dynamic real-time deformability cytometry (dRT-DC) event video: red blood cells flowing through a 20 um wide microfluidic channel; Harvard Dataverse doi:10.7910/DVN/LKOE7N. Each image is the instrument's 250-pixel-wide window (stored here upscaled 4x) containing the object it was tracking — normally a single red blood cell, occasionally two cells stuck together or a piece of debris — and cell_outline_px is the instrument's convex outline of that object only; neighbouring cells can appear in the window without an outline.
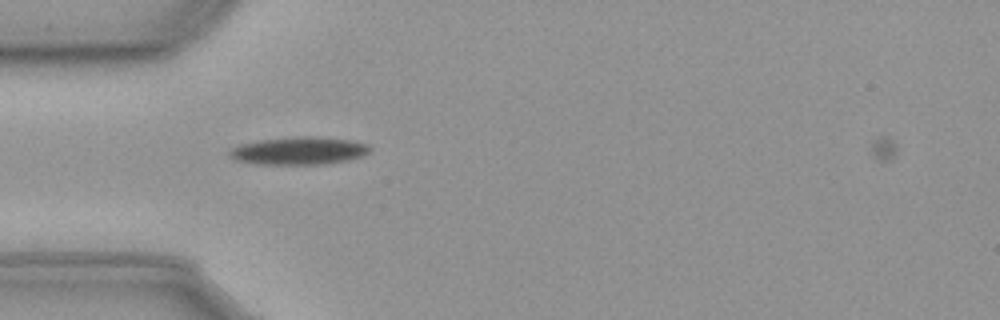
{"species": "common noctule bat (a hibernating species)", "species_latin": "Nyctalus noctula", "temperature_condition": "cold", "stored_images_in_passage": 45, "camera_frame_rate_fps": 3000, "um_per_image_px": 0.085, "animal": {"sex": "male", "body_mass_g": 23.1, "forearm_length_mm": 52.7}, "frame": {"image": 1, "passage_image": 4, "time_ms": 1.0, "image_size_px": [1000, 320], "cell_outline_px": [[372, 148], [368, 152], [360, 156], [348, 160], [324, 164], [256, 164], [236, 160], [228, 156], [228, 152], [232, 148], [240, 144], [264, 140], [348, 140], [368, 144]], "centroid_in_image_um": [25.35, 12.89], "position_along_channel_um": 59.6, "area_um2": 21.04}}
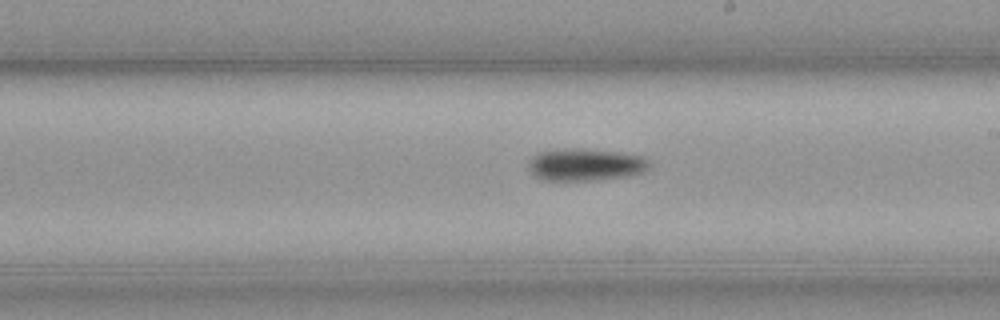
{"frame": {"image": 2, "passage_image": 19, "time_ms": 6.0, "image_size_px": [1000, 320], "cell_outline_px": [[648, 168], [644, 172], [628, 176], [596, 180], [540, 180], [532, 176], [528, 168], [528, 164], [532, 156], [540, 152], [572, 148], [580, 148], [616, 152], [640, 156], [648, 160]], "centroid_in_image_um": [49.71, 14.01], "position_along_channel_um": 239.3, "area_um2": 22.66}}
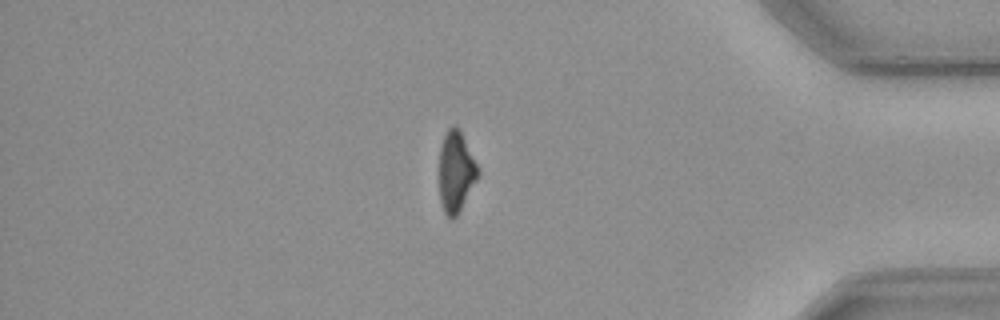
{"frame": {"image": 3, "passage_image": 35, "time_ms": 11.333, "image_size_px": [1000, 320], "cell_outline_px": [[480, 172], [476, 180], [456, 216], [452, 220], [444, 212], [440, 200], [440, 148], [444, 136], [448, 128], [452, 124], [460, 132]], "centroid_in_image_um": [38.73, 14.61], "position_along_channel_um": 396.5, "area_um2": 17.51}, "authors_computed_cell_mechanics": {"area_um2": 20.6346, "velocity_mm_per_s": 3.6201, "shape_relaxation_time_tau1_ms": 2.1863, "shape_relaxation_time_tau2_ms": null, "deformation_change_tau1": 0.1117, "deformation_change_tau2": null}}